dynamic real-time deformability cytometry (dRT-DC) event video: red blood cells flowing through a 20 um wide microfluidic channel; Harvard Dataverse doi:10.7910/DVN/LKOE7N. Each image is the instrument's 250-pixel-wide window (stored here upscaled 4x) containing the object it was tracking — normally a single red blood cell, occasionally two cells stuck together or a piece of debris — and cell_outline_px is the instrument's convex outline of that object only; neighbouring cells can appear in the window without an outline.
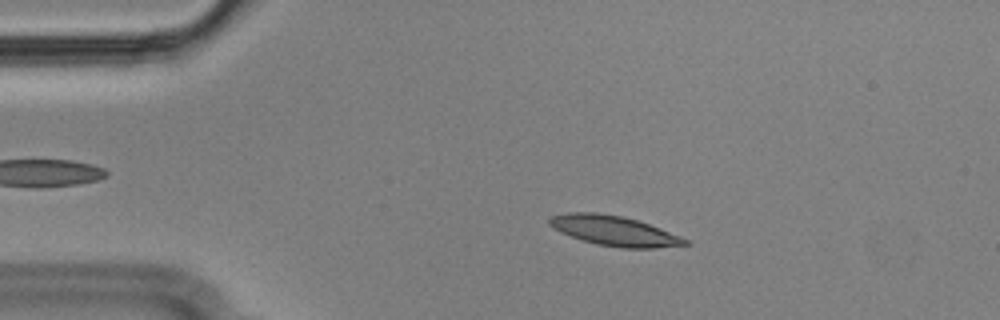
{"species": "Egyptian fruit bat (a non-hibernating species)", "species_latin": "Rousettus aegyptiacus", "temperature_condition": "cold", "stored_images_in_passage": 18, "camera_frame_rate_fps": 3000, "um_per_image_px": 0.085, "animal": {"sex": "male"}, "frame": {"image": 1, "passage_image": 10, "time_ms": 3.0, "image_size_px": [1000, 320], "cell_outline_px": [[688, 244], [656, 248], [620, 248], [596, 244], [560, 232], [552, 228], [548, 224], [548, 220], [552, 216], [568, 212], [596, 212], [624, 216], [660, 228], [680, 236], [688, 240]], "centroid_in_image_um": [52.18, 19.61], "position_along_channel_um": 32.8, "area_um2": 23.52}}